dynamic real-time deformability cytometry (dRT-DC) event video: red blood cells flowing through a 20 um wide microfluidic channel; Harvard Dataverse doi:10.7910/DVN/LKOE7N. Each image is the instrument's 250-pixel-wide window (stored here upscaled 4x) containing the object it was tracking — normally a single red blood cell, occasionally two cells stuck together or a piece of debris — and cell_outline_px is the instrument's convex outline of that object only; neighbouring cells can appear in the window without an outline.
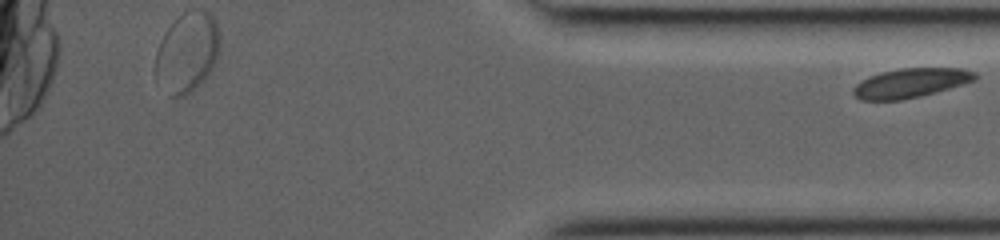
{"species": "common noctule bat (a hibernating species)", "species_latin": "Nyctalus noctula", "temperature_condition": "room temperature", "stored_images_in_passage": 31, "segment_of_instrument_passage": [2, 2], "camera_frame_rate_fps": 3000, "um_per_image_px": 0.085, "animal": {"sex": "female", "body_mass_g": 19.0, "forearm_length_mm": 53.3}, "frame": {"image": 1, "passage_image": 31, "time_ms": 10.0, "image_size_px": [1000, 240], "cell_outline_px": [[976, 80], [964, 84], [936, 92], [920, 96], [900, 100], [860, 100], [852, 92], [852, 88], [860, 80], [868, 76], [880, 72], [900, 68], [964, 68], [976, 72]], "centroid_in_image_um": [77.39, 7.04], "position_along_channel_um": 357.8, "area_um2": 20.98}}